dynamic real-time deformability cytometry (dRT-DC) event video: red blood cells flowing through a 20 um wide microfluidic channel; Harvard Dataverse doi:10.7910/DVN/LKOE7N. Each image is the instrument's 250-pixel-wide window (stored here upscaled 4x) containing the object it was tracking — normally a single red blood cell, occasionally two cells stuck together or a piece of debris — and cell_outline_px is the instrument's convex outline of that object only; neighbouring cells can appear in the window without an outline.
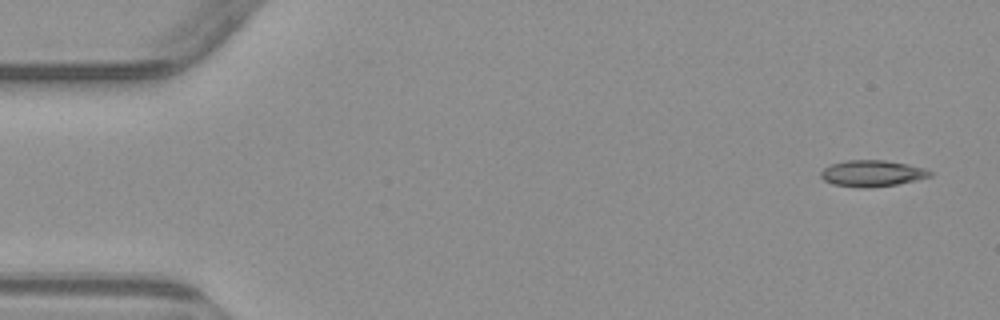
{"species": "common noctule bat (a hibernating species)", "species_latin": "Nyctalus noctula", "temperature_condition": "warm", "stored_images_in_passage": 5, "camera_frame_rate_fps": 3000, "um_per_image_px": 0.085, "animal": {"sex": "male", "body_mass_g": 23.1, "forearm_length_mm": 52.7}, "frame": {"image": 1, "passage_image": 1, "time_ms": 0.0, "image_size_px": [1000, 320], "cell_outline_px": [[932, 176], [916, 180], [896, 184], [868, 188], [860, 188], [832, 184], [824, 180], [820, 176], [820, 172], [824, 168], [832, 164], [844, 160], [884, 160], [908, 164], [924, 168], [932, 172]], "centroid_in_image_um": [74.11, 14.74], "position_along_channel_um": 10.9, "area_um2": 16.76}}
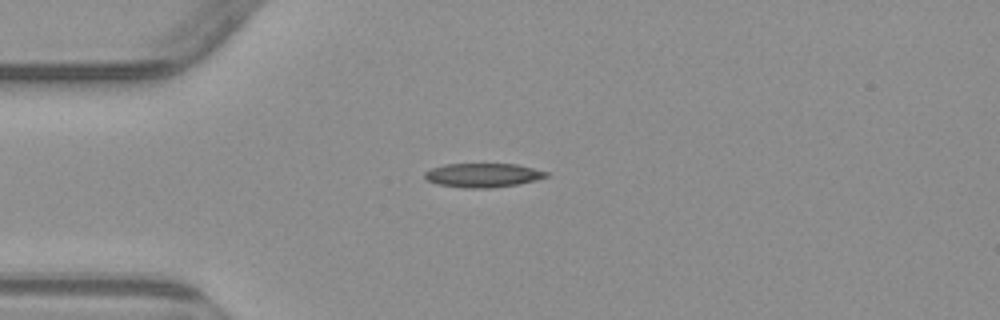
{"frame": {"image": 2, "passage_image": 4, "time_ms": 3.667, "image_size_px": [1000, 320], "cell_outline_px": [[548, 176], [536, 180], [520, 184], [492, 188], [464, 188], [436, 184], [428, 180], [424, 176], [424, 172], [432, 168], [444, 164], [516, 164], [548, 172]], "centroid_in_image_um": [41.04, 14.9], "position_along_channel_um": 44.0, "area_um2": 17.05}}